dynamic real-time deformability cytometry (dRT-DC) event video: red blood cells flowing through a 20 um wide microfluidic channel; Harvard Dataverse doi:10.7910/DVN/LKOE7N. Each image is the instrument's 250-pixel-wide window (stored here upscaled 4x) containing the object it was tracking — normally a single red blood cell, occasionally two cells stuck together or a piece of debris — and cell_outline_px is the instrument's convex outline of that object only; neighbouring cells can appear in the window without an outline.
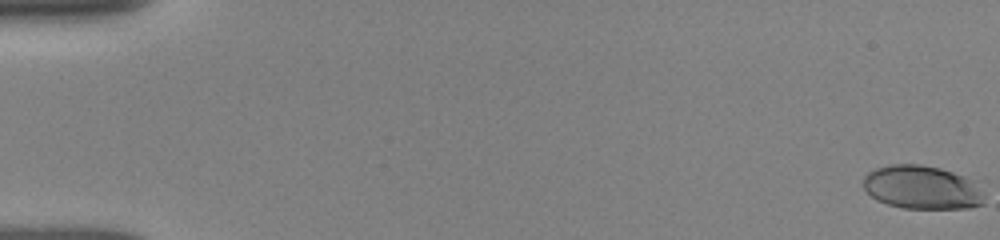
{"species": "human", "species_latin": "Homo sapiens", "temperature_condition": "room temperature", "stored_images_in_passage": 69, "camera_frame_rate_fps": 3000, "um_per_image_px": 0.085, "donor": {"sex": "female"}, "frame": {"image": 1, "passage_image": 1, "time_ms": 0.0, "image_size_px": [1000, 240], "cell_outline_px": [[984, 204], [968, 208], [904, 208], [888, 204], [876, 200], [864, 188], [864, 176], [868, 172], [876, 168], [892, 164], [920, 164], [940, 168], [984, 180]], "centroid_in_image_um": [78.51, 15.91], "position_along_channel_um": 6.5, "area_um2": 31.62}}
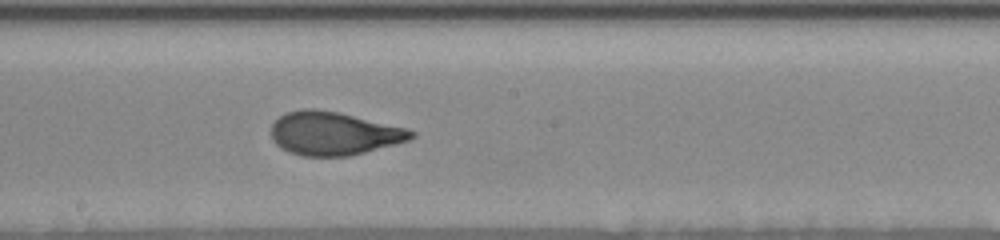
{"frame": {"image": 2, "passage_image": 36, "time_ms": 9.667, "image_size_px": [1000, 240], "cell_outline_px": [[416, 136], [408, 140], [396, 144], [348, 156], [304, 156], [288, 152], [280, 148], [272, 140], [272, 124], [280, 116], [288, 112], [300, 108], [316, 108], [340, 112], [404, 128], [416, 132]], "centroid_in_image_um": [28.34, 11.34], "position_along_channel_um": 219.9, "area_um2": 35.32}}
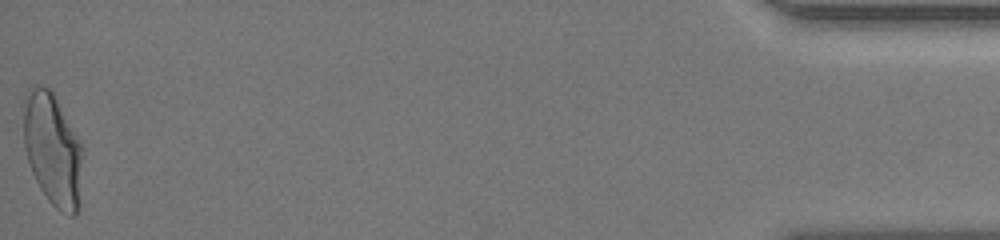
{"frame": {"image": 3, "passage_image": 69, "time_ms": 17.333, "image_size_px": [1000, 240], "cell_outline_px": [[84, 144], [76, 216], [72, 216], [60, 212], [48, 200], [40, 188], [32, 172], [28, 160], [24, 144], [20, 104], [28, 88], [32, 84], [40, 84], [52, 88]], "centroid_in_image_um": [4.44, 12.55], "position_along_channel_um": 430.8, "area_um2": 40.29}, "authors_computed_cell_mechanics": {"area_um2": 34.969, "velocity_mm_per_s": 3.9036, "shape_relaxation_time_tau1_ms": 4.8608, "shape_relaxation_time_tau2_ms": 0.6985, "deformation_change_tau1": 0.2025, "deformation_change_tau2": 0.0748}}